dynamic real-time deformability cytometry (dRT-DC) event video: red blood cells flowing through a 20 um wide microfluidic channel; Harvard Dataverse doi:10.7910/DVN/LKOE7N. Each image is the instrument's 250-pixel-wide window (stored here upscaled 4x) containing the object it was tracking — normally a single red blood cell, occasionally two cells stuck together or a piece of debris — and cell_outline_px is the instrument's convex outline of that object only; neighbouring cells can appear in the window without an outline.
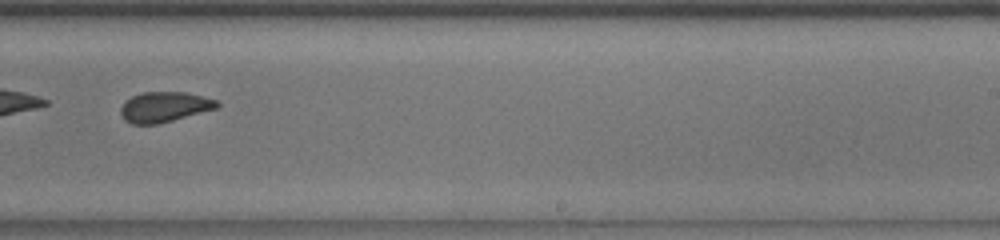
{"species": "common noctule bat (a hibernating species)", "species_latin": "Nyctalus noctula", "temperature_condition": "room temperature", "stored_images_in_passage": 52, "camera_frame_rate_fps": 3000, "um_per_image_px": 0.085, "animal": {"sex": "male", "body_mass_g": 13.0, "forearm_length_mm": 53.1}, "frame": {"image": 1, "passage_image": 36, "time_ms": 11.667, "image_size_px": [1000, 240], "cell_outline_px": [[220, 104], [216, 108], [172, 120], [156, 124], [132, 124], [124, 120], [120, 112], [120, 108], [124, 100], [140, 92], [184, 92], [216, 100]], "centroid_in_image_um": [13.9, 9.08], "position_along_channel_um": 275.1, "area_um2": 16.82}}
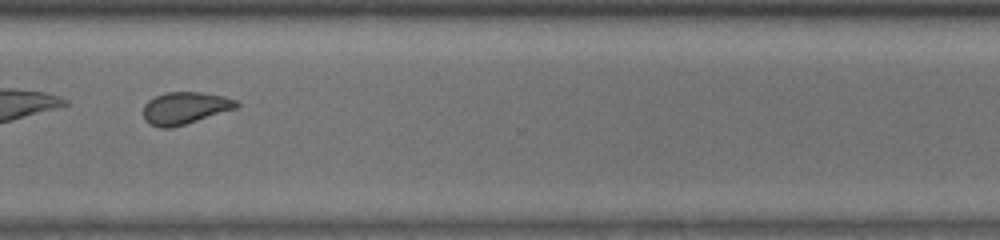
{"frame": {"image": 2, "passage_image": 42, "time_ms": 13.667, "image_size_px": [1000, 240], "cell_outline_px": [[240, 104], [236, 108], [172, 128], [160, 128], [148, 124], [144, 120], [144, 104], [148, 100], [164, 92], [200, 92], [224, 96], [236, 100]], "centroid_in_image_um": [15.69, 9.18], "position_along_channel_um": 354.9, "area_um2": 17.46}, "authors_computed_cell_mechanics": {"area_um2": 18.7272, "velocity_mm_per_s": 3.9994, "shape_relaxation_time_tau1_ms": 5.0911, "shape_relaxation_time_tau2_ms": 1.8333, "deformation_change_tau1": 0.0902, "deformation_change_tau2": 0.0313}}